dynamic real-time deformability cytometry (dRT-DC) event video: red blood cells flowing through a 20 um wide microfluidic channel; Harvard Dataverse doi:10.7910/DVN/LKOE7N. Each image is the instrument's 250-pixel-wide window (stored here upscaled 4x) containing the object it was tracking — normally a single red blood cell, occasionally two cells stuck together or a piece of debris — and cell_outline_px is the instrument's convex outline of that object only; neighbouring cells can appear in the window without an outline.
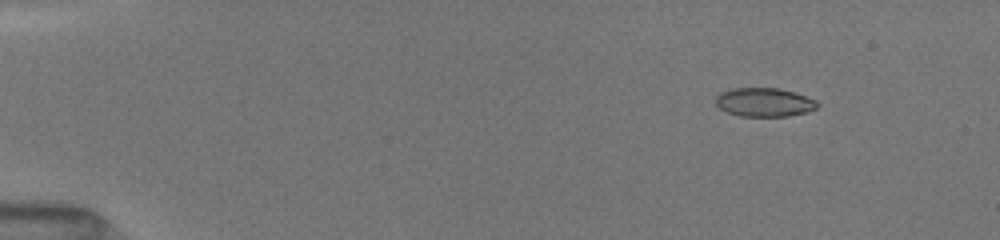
{"species": "common noctule bat (a hibernating species)", "species_latin": "Nyctalus noctula", "temperature_condition": "room temperature", "stored_images_in_passage": 52, "camera_frame_rate_fps": 3000, "um_per_image_px": 0.085, "animal": {"sex": "female", "body_mass_g": 19.5, "forearm_length_mm": 54.1}, "frame": {"image": 1, "passage_image": 7, "time_ms": 2.0, "image_size_px": [1000, 240], "cell_outline_px": [[820, 104], [816, 108], [808, 112], [788, 116], [740, 116], [728, 112], [720, 108], [716, 104], [716, 96], [720, 92], [732, 88], [780, 88], [816, 100]], "centroid_in_image_um": [64.96, 8.69], "position_along_channel_um": 20.0, "area_um2": 16.99}}
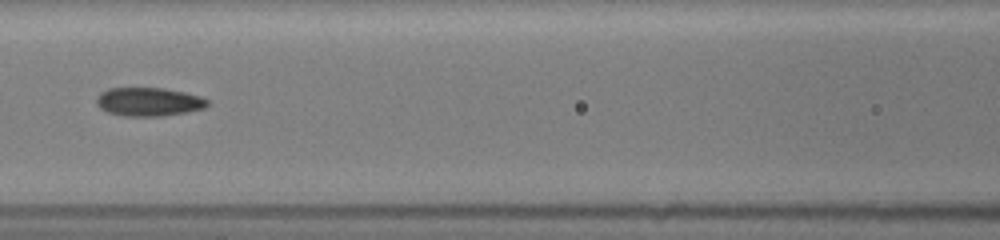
{"frame": {"image": 2, "passage_image": 25, "time_ms": 8.0, "image_size_px": [1000, 240], "cell_outline_px": [[208, 104], [204, 108], [188, 112], [160, 116], [124, 116], [108, 112], [100, 108], [96, 104], [96, 96], [100, 92], [108, 88], [164, 88], [184, 92], [200, 96], [208, 100]], "centroid_in_image_um": [12.61, 8.65], "position_along_channel_um": 154.0, "area_um2": 18.55}}
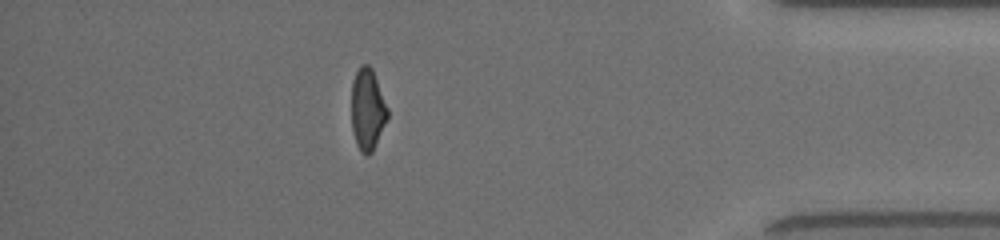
{"frame": {"image": 3, "passage_image": 46, "time_ms": 15.0, "image_size_px": [1000, 240], "cell_outline_px": [[388, 116], [372, 152], [368, 156], [356, 144], [352, 128], [352, 80], [360, 64], [368, 64], [372, 68], [388, 108]], "centroid_in_image_um": [31.23, 9.25], "position_along_channel_um": 404.0, "area_um2": 16.94}, "authors_computed_cell_mechanics": {"area_um2": 17.5712, "velocity_mm_per_s": 4.0714, "shape_relaxation_time_tau1_ms": 8.7243, "shape_relaxation_time_tau2_ms": 1.7584, "deformation_change_tau1": 0.2623, "deformation_change_tau2": 0.0801}}